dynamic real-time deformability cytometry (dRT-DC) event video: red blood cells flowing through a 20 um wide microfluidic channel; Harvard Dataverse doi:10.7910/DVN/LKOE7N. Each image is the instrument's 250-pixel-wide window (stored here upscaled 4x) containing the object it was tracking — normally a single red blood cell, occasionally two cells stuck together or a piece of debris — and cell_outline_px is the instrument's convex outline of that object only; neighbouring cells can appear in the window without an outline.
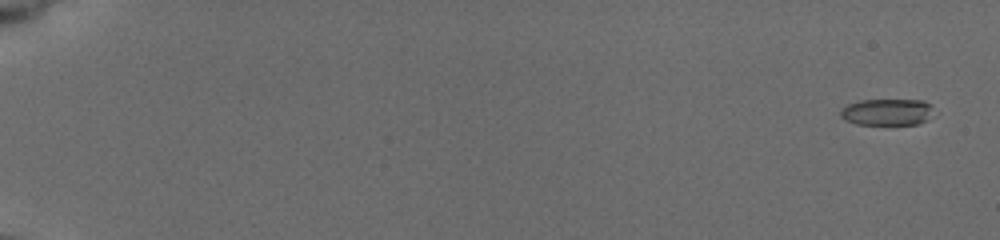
{"species": "common noctule bat (a hibernating species)", "species_latin": "Nyctalus noctula", "temperature_condition": "cold", "stored_images_in_passage": 63, "camera_frame_rate_fps": 3000, "um_per_image_px": 0.085, "animal": {"sex": "female", "body_mass_g": 19.5, "forearm_length_mm": 54.1}, "frame": {"image": 1, "passage_image": 2, "time_ms": 0.667, "image_size_px": [1000, 240], "cell_outline_px": [[928, 120], [916, 124], [856, 124], [844, 120], [840, 116], [840, 108], [848, 104], [860, 100], [924, 100], [928, 104]], "centroid_in_image_um": [75.28, 9.52], "position_along_channel_um": 9.7, "area_um2": 14.16}}
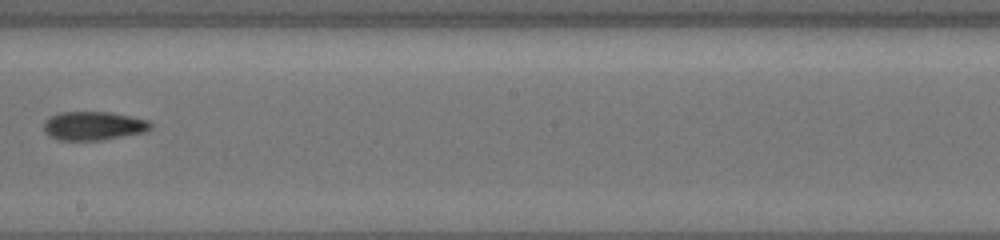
{"frame": {"image": 2, "passage_image": 36, "time_ms": 12.0, "image_size_px": [1000, 240], "cell_outline_px": [[152, 128], [144, 132], [100, 140], [60, 140], [48, 136], [44, 132], [44, 120], [48, 116], [60, 112], [112, 112], [148, 120], [152, 124]], "centroid_in_image_um": [7.91, 10.69], "position_along_channel_um": 240.3, "area_um2": 17.98}}
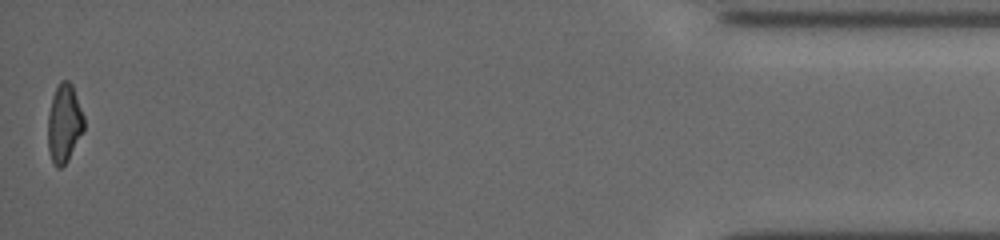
{"frame": {"image": 3, "passage_image": 63, "time_ms": 19.0, "image_size_px": [1000, 240], "cell_outline_px": [[84, 132], [68, 160], [60, 168], [56, 168], [52, 164], [48, 148], [48, 112], [52, 96], [60, 80], [68, 80], [72, 84], [84, 116]], "centroid_in_image_um": [5.46, 10.5], "position_along_channel_um": 429.7, "area_um2": 16.76}, "authors_computed_cell_mechanics": {"area_um2": 16.9932, "velocity_mm_per_s": 3.7879, "shape_relaxation_time_tau1_ms": 4.2231, "shape_relaxation_time_tau2_ms": 6.4622, "deformation_change_tau1": 0.1282, "deformation_change_tau2": 0.1252}}